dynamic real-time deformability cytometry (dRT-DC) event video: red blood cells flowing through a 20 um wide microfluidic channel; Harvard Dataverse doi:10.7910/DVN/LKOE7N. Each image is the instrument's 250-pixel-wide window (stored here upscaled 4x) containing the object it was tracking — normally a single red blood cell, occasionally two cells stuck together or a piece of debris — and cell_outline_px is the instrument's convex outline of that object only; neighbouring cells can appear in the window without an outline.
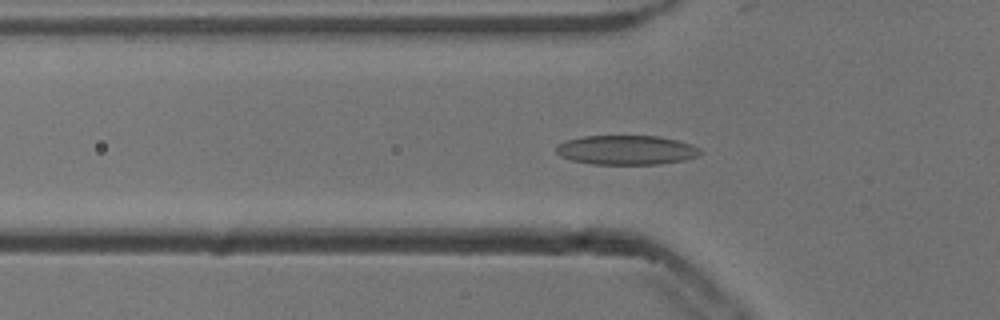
{"species": "common noctule bat (a hibernating species)", "species_latin": "Nyctalus noctula", "temperature_condition": "cold", "stored_images_in_passage": 52, "camera_frame_rate_fps": 3000, "um_per_image_px": 0.085, "animal": {"sex": "male", "body_mass_g": 13.3}, "frame": {"image": 1, "passage_image": 17, "time_ms": 5.333, "image_size_px": [1000, 320], "cell_outline_px": [[704, 152], [696, 156], [684, 160], [660, 164], [592, 164], [572, 160], [560, 156], [556, 152], [556, 148], [564, 140], [584, 136], [660, 136], [692, 144], [700, 148]], "centroid_in_image_um": [53.26, 12.75], "position_along_channel_um": 72.5, "area_um2": 24.74}}
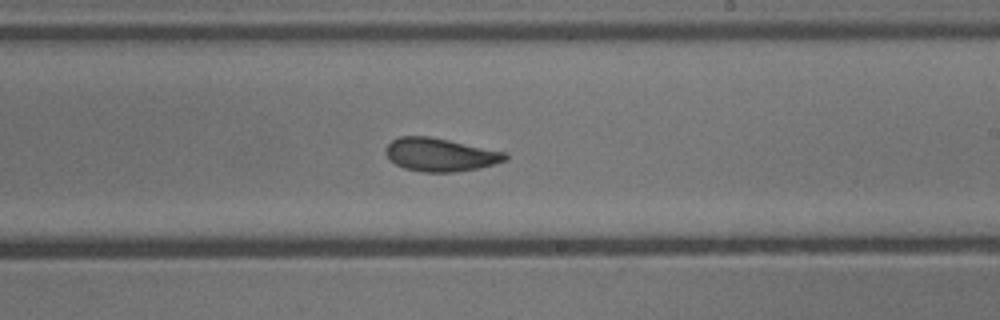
{"frame": {"image": 2, "passage_image": 31, "time_ms": 10.0, "image_size_px": [1000, 320], "cell_outline_px": [[508, 160], [480, 168], [456, 172], [424, 172], [404, 168], [396, 164], [384, 152], [388, 144], [392, 140], [400, 136], [428, 136], [508, 152]], "centroid_in_image_um": [37.46, 13.15], "position_along_channel_um": 251.5, "area_um2": 23.18}}
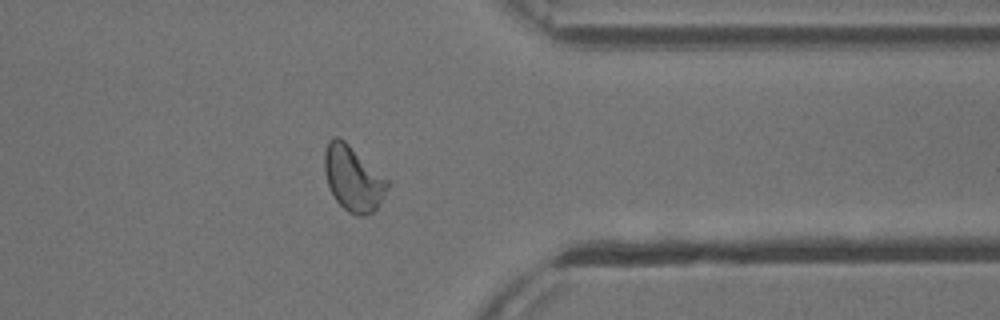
{"frame": {"image": 3, "passage_image": 42, "time_ms": 13.667, "image_size_px": [1000, 320], "cell_outline_px": [[388, 188], [376, 208], [372, 212], [364, 216], [356, 216], [348, 212], [336, 200], [328, 184], [324, 172], [324, 152], [328, 140], [332, 136], [336, 136], [344, 140], [388, 180]], "centroid_in_image_um": [29.98, 15.16], "position_along_channel_um": 381.4, "area_um2": 23.58}, "authors_computed_cell_mechanics": {"area_um2": 23.987, "velocity_mm_per_s": 3.8192, "shape_relaxation_time_tau1_ms": 6.3929, "shape_relaxation_time_tau2_ms": 1.7673, "deformation_change_tau1": 0.1596, "deformation_change_tau2": 0.0879}}